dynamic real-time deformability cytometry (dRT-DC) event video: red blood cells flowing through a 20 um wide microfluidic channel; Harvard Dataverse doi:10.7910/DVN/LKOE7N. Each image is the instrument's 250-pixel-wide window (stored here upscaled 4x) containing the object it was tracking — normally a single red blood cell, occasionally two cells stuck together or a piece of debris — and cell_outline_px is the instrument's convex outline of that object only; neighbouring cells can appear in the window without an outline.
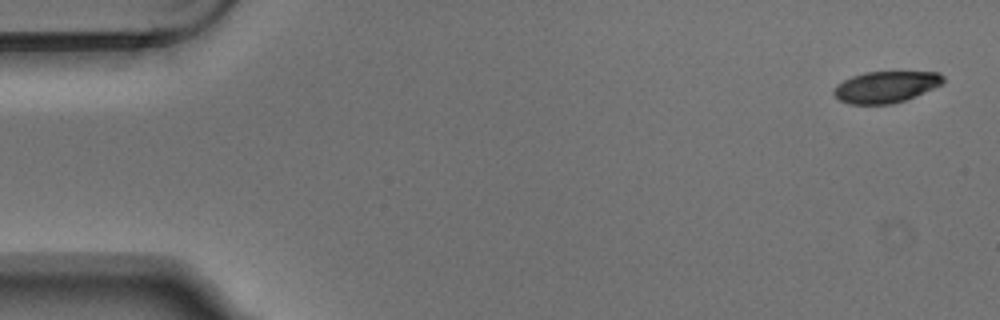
{"species": "Egyptian fruit bat (a non-hibernating species)", "species_latin": "Rousettus aegyptiacus", "temperature_condition": "warm", "stored_images_in_passage": 6, "camera_frame_rate_fps": 3000, "um_per_image_px": 0.085, "animal": {"sex": "male"}, "frame": {"image": 1, "passage_image": 1, "time_ms": 0.0, "image_size_px": [1000, 320], "cell_outline_px": [[944, 84], [904, 100], [892, 104], [848, 104], [840, 100], [832, 92], [844, 80], [852, 76], [864, 72], [940, 72], [944, 76]], "centroid_in_image_um": [75.33, 7.38], "position_along_channel_um": 9.7, "area_um2": 19.88}}
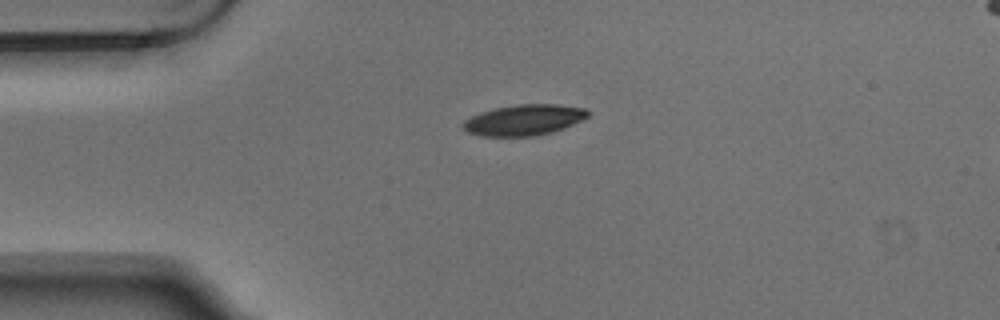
{"frame": {"image": 2, "passage_image": 4, "time_ms": 1.0, "image_size_px": [1000, 320], "cell_outline_px": [[588, 116], [564, 128], [552, 132], [536, 136], [480, 136], [468, 132], [460, 124], [464, 120], [480, 112], [496, 108], [520, 104], [556, 104], [584, 108], [588, 112]], "centroid_in_image_um": [44.5, 10.2], "position_along_channel_um": 40.5, "area_um2": 22.25}}
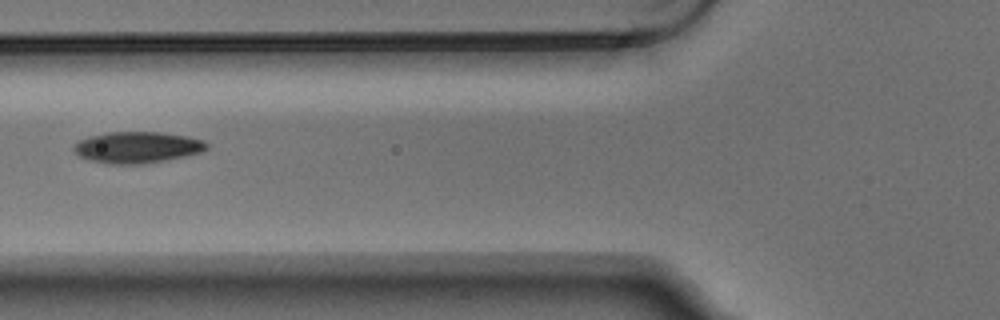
{"frame": {"image": 3, "passage_image": 6, "time_ms": 1.667, "image_size_px": [1000, 320], "cell_outline_px": [[208, 148], [200, 152], [168, 160], [144, 164], [108, 164], [88, 160], [80, 156], [72, 148], [80, 140], [88, 136], [108, 132], [160, 132], [188, 136], [204, 140], [208, 144]], "centroid_in_image_um": [11.67, 12.52], "position_along_channel_um": 114.1, "area_um2": 24.39}}